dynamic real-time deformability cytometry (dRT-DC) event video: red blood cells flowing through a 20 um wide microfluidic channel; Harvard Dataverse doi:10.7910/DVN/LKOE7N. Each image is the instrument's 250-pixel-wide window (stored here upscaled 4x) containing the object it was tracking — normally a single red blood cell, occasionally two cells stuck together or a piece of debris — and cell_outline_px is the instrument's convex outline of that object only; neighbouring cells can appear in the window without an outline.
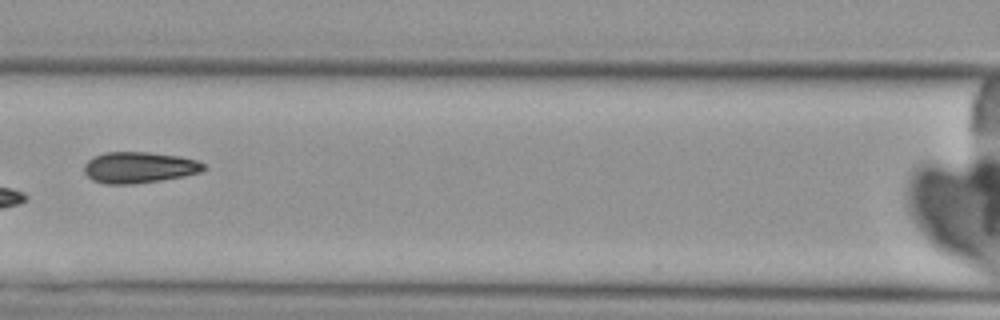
{"species": "Egyptian fruit bat (a non-hibernating species)", "species_latin": "Rousettus aegyptiacus", "temperature_condition": "cold", "stored_images_in_passage": 7, "camera_frame_rate_fps": 3000, "um_per_image_px": 0.085, "animal": {"sex": "female"}, "frame": {"image": 1, "passage_image": 7, "time_ms": 8.0, "image_size_px": [1000, 320], "cell_outline_px": [[208, 168], [200, 172], [184, 176], [160, 180], [132, 184], [104, 184], [92, 180], [84, 172], [84, 164], [92, 156], [104, 152], [148, 152], [180, 156], [196, 160], [204, 164]], "centroid_in_image_um": [11.8, 14.23], "position_along_channel_um": 154.8, "area_um2": 21.85}}